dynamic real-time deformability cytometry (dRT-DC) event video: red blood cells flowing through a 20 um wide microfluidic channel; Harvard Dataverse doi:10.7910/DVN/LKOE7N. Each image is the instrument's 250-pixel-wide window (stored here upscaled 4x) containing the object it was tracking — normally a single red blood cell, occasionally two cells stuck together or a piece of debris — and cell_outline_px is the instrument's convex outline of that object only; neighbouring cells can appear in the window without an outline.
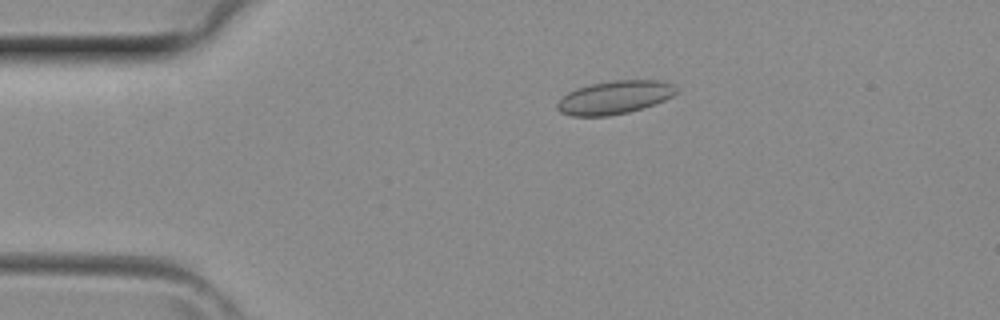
{"species": "common noctule bat (a hibernating species)", "species_latin": "Nyctalus noctula", "temperature_condition": "room temperature", "stored_images_in_passage": 4, "camera_frame_rate_fps": 3000, "um_per_image_px": 0.085, "animal": {"sex": "female", "body_mass_g": 29.2, "forearm_length_mm": 56.3}, "frame": {"image": 1, "passage_image": 3, "time_ms": 0.667, "image_size_px": [1000, 320], "cell_outline_px": [[676, 92], [672, 96], [664, 100], [628, 112], [608, 116], [572, 116], [560, 112], [556, 108], [556, 104], [568, 92], [576, 88], [588, 84], [612, 80], [656, 80], [672, 84], [676, 88]], "centroid_in_image_um": [52.19, 8.27], "position_along_channel_um": 32.8, "area_um2": 22.89}}